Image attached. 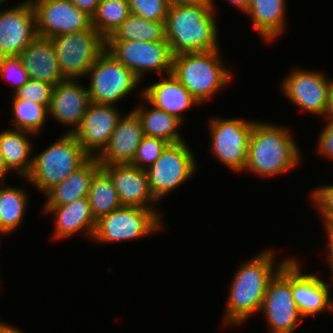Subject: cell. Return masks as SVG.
I'll list each match as a JSON object with an SVG mask.
<instances>
[{
    "label": "cell",
    "mask_w": 333,
    "mask_h": 333,
    "mask_svg": "<svg viewBox=\"0 0 333 333\" xmlns=\"http://www.w3.org/2000/svg\"><path fill=\"white\" fill-rule=\"evenodd\" d=\"M160 78L159 81L143 88V97L155 108L183 122L186 118L185 113L197 105L200 106V103L172 73Z\"/></svg>",
    "instance_id": "7402d4cb"
},
{
    "label": "cell",
    "mask_w": 333,
    "mask_h": 333,
    "mask_svg": "<svg viewBox=\"0 0 333 333\" xmlns=\"http://www.w3.org/2000/svg\"><path fill=\"white\" fill-rule=\"evenodd\" d=\"M225 2L232 5L231 7L237 8V10L239 9L238 11H241L243 14L247 12L250 5V0H226ZM211 6L215 12L218 10L215 0H211Z\"/></svg>",
    "instance_id": "60d3db41"
},
{
    "label": "cell",
    "mask_w": 333,
    "mask_h": 333,
    "mask_svg": "<svg viewBox=\"0 0 333 333\" xmlns=\"http://www.w3.org/2000/svg\"><path fill=\"white\" fill-rule=\"evenodd\" d=\"M170 5H211V0H168Z\"/></svg>",
    "instance_id": "b9f144b4"
},
{
    "label": "cell",
    "mask_w": 333,
    "mask_h": 333,
    "mask_svg": "<svg viewBox=\"0 0 333 333\" xmlns=\"http://www.w3.org/2000/svg\"><path fill=\"white\" fill-rule=\"evenodd\" d=\"M32 2L24 0L13 7L0 9V57L19 56L37 37Z\"/></svg>",
    "instance_id": "9a60e30c"
},
{
    "label": "cell",
    "mask_w": 333,
    "mask_h": 333,
    "mask_svg": "<svg viewBox=\"0 0 333 333\" xmlns=\"http://www.w3.org/2000/svg\"><path fill=\"white\" fill-rule=\"evenodd\" d=\"M9 234H11L8 230H6L5 228H2L1 226H0V239H2L1 238V236L3 235H7V236H9ZM0 242H1V240H0ZM1 244V243H0Z\"/></svg>",
    "instance_id": "bcb514c9"
},
{
    "label": "cell",
    "mask_w": 333,
    "mask_h": 333,
    "mask_svg": "<svg viewBox=\"0 0 333 333\" xmlns=\"http://www.w3.org/2000/svg\"><path fill=\"white\" fill-rule=\"evenodd\" d=\"M142 123L131 109L123 114L116 125L107 145L96 156L101 166L106 164H130L137 147L144 138Z\"/></svg>",
    "instance_id": "ffe728a7"
},
{
    "label": "cell",
    "mask_w": 333,
    "mask_h": 333,
    "mask_svg": "<svg viewBox=\"0 0 333 333\" xmlns=\"http://www.w3.org/2000/svg\"><path fill=\"white\" fill-rule=\"evenodd\" d=\"M325 118H333V82L329 92V102L327 106V111L325 113Z\"/></svg>",
    "instance_id": "f6af8a7d"
},
{
    "label": "cell",
    "mask_w": 333,
    "mask_h": 333,
    "mask_svg": "<svg viewBox=\"0 0 333 333\" xmlns=\"http://www.w3.org/2000/svg\"><path fill=\"white\" fill-rule=\"evenodd\" d=\"M0 79L13 86V93L28 82V73L18 56L0 57Z\"/></svg>",
    "instance_id": "8d00e7d4"
},
{
    "label": "cell",
    "mask_w": 333,
    "mask_h": 333,
    "mask_svg": "<svg viewBox=\"0 0 333 333\" xmlns=\"http://www.w3.org/2000/svg\"><path fill=\"white\" fill-rule=\"evenodd\" d=\"M138 90H140L138 96L142 98L143 104L138 103L133 110L139 116L144 135L163 139L169 144L185 141L180 129L184 122L165 111L155 108L143 97V89L139 88Z\"/></svg>",
    "instance_id": "4316f807"
},
{
    "label": "cell",
    "mask_w": 333,
    "mask_h": 333,
    "mask_svg": "<svg viewBox=\"0 0 333 333\" xmlns=\"http://www.w3.org/2000/svg\"><path fill=\"white\" fill-rule=\"evenodd\" d=\"M168 145L169 143L163 139L144 136L138 145L134 158L130 164L146 170L156 162Z\"/></svg>",
    "instance_id": "d6a6232c"
},
{
    "label": "cell",
    "mask_w": 333,
    "mask_h": 333,
    "mask_svg": "<svg viewBox=\"0 0 333 333\" xmlns=\"http://www.w3.org/2000/svg\"><path fill=\"white\" fill-rule=\"evenodd\" d=\"M323 71L293 68L280 81L282 96L307 114L325 118L333 79Z\"/></svg>",
    "instance_id": "4fadbf2b"
},
{
    "label": "cell",
    "mask_w": 333,
    "mask_h": 333,
    "mask_svg": "<svg viewBox=\"0 0 333 333\" xmlns=\"http://www.w3.org/2000/svg\"><path fill=\"white\" fill-rule=\"evenodd\" d=\"M131 15L127 0H100L92 27L107 39Z\"/></svg>",
    "instance_id": "1f68e13d"
},
{
    "label": "cell",
    "mask_w": 333,
    "mask_h": 333,
    "mask_svg": "<svg viewBox=\"0 0 333 333\" xmlns=\"http://www.w3.org/2000/svg\"><path fill=\"white\" fill-rule=\"evenodd\" d=\"M216 20L211 5H170L165 36L172 55L220 49Z\"/></svg>",
    "instance_id": "3957f363"
},
{
    "label": "cell",
    "mask_w": 333,
    "mask_h": 333,
    "mask_svg": "<svg viewBox=\"0 0 333 333\" xmlns=\"http://www.w3.org/2000/svg\"><path fill=\"white\" fill-rule=\"evenodd\" d=\"M0 333H26L21 331L20 328H17L16 325H11L10 323H6L5 320L0 319Z\"/></svg>",
    "instance_id": "7bdbcfd3"
},
{
    "label": "cell",
    "mask_w": 333,
    "mask_h": 333,
    "mask_svg": "<svg viewBox=\"0 0 333 333\" xmlns=\"http://www.w3.org/2000/svg\"><path fill=\"white\" fill-rule=\"evenodd\" d=\"M84 84L79 79H64L53 88L48 116L68 128L63 134L74 133L91 102Z\"/></svg>",
    "instance_id": "ac0fdd59"
},
{
    "label": "cell",
    "mask_w": 333,
    "mask_h": 333,
    "mask_svg": "<svg viewBox=\"0 0 333 333\" xmlns=\"http://www.w3.org/2000/svg\"><path fill=\"white\" fill-rule=\"evenodd\" d=\"M324 229H325V232H323L325 235H326V239H327V242L325 243L326 244V253L325 254H328L326 257V263L328 265V269L330 270V272H327V273H331L329 275V277L331 278L329 280V282L333 285V226L331 224H325L323 225Z\"/></svg>",
    "instance_id": "f35d334b"
},
{
    "label": "cell",
    "mask_w": 333,
    "mask_h": 333,
    "mask_svg": "<svg viewBox=\"0 0 333 333\" xmlns=\"http://www.w3.org/2000/svg\"><path fill=\"white\" fill-rule=\"evenodd\" d=\"M101 168L111 179L122 206L158 210L146 171L131 164H106Z\"/></svg>",
    "instance_id": "d6986e66"
},
{
    "label": "cell",
    "mask_w": 333,
    "mask_h": 333,
    "mask_svg": "<svg viewBox=\"0 0 333 333\" xmlns=\"http://www.w3.org/2000/svg\"><path fill=\"white\" fill-rule=\"evenodd\" d=\"M75 6L92 17L96 12L100 0H70Z\"/></svg>",
    "instance_id": "ab89813d"
},
{
    "label": "cell",
    "mask_w": 333,
    "mask_h": 333,
    "mask_svg": "<svg viewBox=\"0 0 333 333\" xmlns=\"http://www.w3.org/2000/svg\"><path fill=\"white\" fill-rule=\"evenodd\" d=\"M26 69L29 79L51 85L62 82L56 52L50 38L37 36L18 56Z\"/></svg>",
    "instance_id": "603a6c76"
},
{
    "label": "cell",
    "mask_w": 333,
    "mask_h": 333,
    "mask_svg": "<svg viewBox=\"0 0 333 333\" xmlns=\"http://www.w3.org/2000/svg\"><path fill=\"white\" fill-rule=\"evenodd\" d=\"M120 109L115 105L90 102L72 135L91 157H96L107 145L124 114Z\"/></svg>",
    "instance_id": "e0dca14e"
},
{
    "label": "cell",
    "mask_w": 333,
    "mask_h": 333,
    "mask_svg": "<svg viewBox=\"0 0 333 333\" xmlns=\"http://www.w3.org/2000/svg\"><path fill=\"white\" fill-rule=\"evenodd\" d=\"M37 36L52 38L92 27L91 17L70 0H33Z\"/></svg>",
    "instance_id": "5bb4252c"
},
{
    "label": "cell",
    "mask_w": 333,
    "mask_h": 333,
    "mask_svg": "<svg viewBox=\"0 0 333 333\" xmlns=\"http://www.w3.org/2000/svg\"><path fill=\"white\" fill-rule=\"evenodd\" d=\"M221 51V52H220ZM221 49L203 52L179 53L173 56L171 73L200 103L212 101L220 90L234 80V73L223 62ZM229 84V85H228Z\"/></svg>",
    "instance_id": "277c9868"
},
{
    "label": "cell",
    "mask_w": 333,
    "mask_h": 333,
    "mask_svg": "<svg viewBox=\"0 0 333 333\" xmlns=\"http://www.w3.org/2000/svg\"><path fill=\"white\" fill-rule=\"evenodd\" d=\"M308 197L322 224H330L333 221V184L326 183L313 188Z\"/></svg>",
    "instance_id": "836d02e7"
},
{
    "label": "cell",
    "mask_w": 333,
    "mask_h": 333,
    "mask_svg": "<svg viewBox=\"0 0 333 333\" xmlns=\"http://www.w3.org/2000/svg\"><path fill=\"white\" fill-rule=\"evenodd\" d=\"M260 313L269 333H295L302 323L292 295V256L270 280Z\"/></svg>",
    "instance_id": "8fae6325"
},
{
    "label": "cell",
    "mask_w": 333,
    "mask_h": 333,
    "mask_svg": "<svg viewBox=\"0 0 333 333\" xmlns=\"http://www.w3.org/2000/svg\"><path fill=\"white\" fill-rule=\"evenodd\" d=\"M106 40L166 41L165 21H153L131 14Z\"/></svg>",
    "instance_id": "f546056e"
},
{
    "label": "cell",
    "mask_w": 333,
    "mask_h": 333,
    "mask_svg": "<svg viewBox=\"0 0 333 333\" xmlns=\"http://www.w3.org/2000/svg\"><path fill=\"white\" fill-rule=\"evenodd\" d=\"M100 168L96 157H90L67 179L44 194L46 200L43 206H62L88 197L92 177Z\"/></svg>",
    "instance_id": "484cf974"
},
{
    "label": "cell",
    "mask_w": 333,
    "mask_h": 333,
    "mask_svg": "<svg viewBox=\"0 0 333 333\" xmlns=\"http://www.w3.org/2000/svg\"><path fill=\"white\" fill-rule=\"evenodd\" d=\"M11 112L13 115L9 122L12 129L24 130L39 135L46 126L48 108L25 99H12ZM39 133V134H38Z\"/></svg>",
    "instance_id": "4dcf8cb0"
},
{
    "label": "cell",
    "mask_w": 333,
    "mask_h": 333,
    "mask_svg": "<svg viewBox=\"0 0 333 333\" xmlns=\"http://www.w3.org/2000/svg\"><path fill=\"white\" fill-rule=\"evenodd\" d=\"M54 85L29 79L20 89L10 95L12 99H25L49 108Z\"/></svg>",
    "instance_id": "e575fe53"
},
{
    "label": "cell",
    "mask_w": 333,
    "mask_h": 333,
    "mask_svg": "<svg viewBox=\"0 0 333 333\" xmlns=\"http://www.w3.org/2000/svg\"><path fill=\"white\" fill-rule=\"evenodd\" d=\"M23 187L0 184V226L11 234L22 226L27 215L30 195Z\"/></svg>",
    "instance_id": "83f0119b"
},
{
    "label": "cell",
    "mask_w": 333,
    "mask_h": 333,
    "mask_svg": "<svg viewBox=\"0 0 333 333\" xmlns=\"http://www.w3.org/2000/svg\"><path fill=\"white\" fill-rule=\"evenodd\" d=\"M88 199L92 215L96 221L122 207L111 179L102 168L92 177Z\"/></svg>",
    "instance_id": "f1b7e54d"
},
{
    "label": "cell",
    "mask_w": 333,
    "mask_h": 333,
    "mask_svg": "<svg viewBox=\"0 0 333 333\" xmlns=\"http://www.w3.org/2000/svg\"><path fill=\"white\" fill-rule=\"evenodd\" d=\"M159 210L137 206H122L113 210L97 221L92 241L105 245L158 234L163 231L165 223V215Z\"/></svg>",
    "instance_id": "8992f818"
},
{
    "label": "cell",
    "mask_w": 333,
    "mask_h": 333,
    "mask_svg": "<svg viewBox=\"0 0 333 333\" xmlns=\"http://www.w3.org/2000/svg\"><path fill=\"white\" fill-rule=\"evenodd\" d=\"M195 157L186 140L169 144L156 162L145 170L151 192L158 202L195 176L199 171Z\"/></svg>",
    "instance_id": "9c48e42d"
},
{
    "label": "cell",
    "mask_w": 333,
    "mask_h": 333,
    "mask_svg": "<svg viewBox=\"0 0 333 333\" xmlns=\"http://www.w3.org/2000/svg\"><path fill=\"white\" fill-rule=\"evenodd\" d=\"M326 122L317 138L316 153L333 162V118H324Z\"/></svg>",
    "instance_id": "74e56055"
},
{
    "label": "cell",
    "mask_w": 333,
    "mask_h": 333,
    "mask_svg": "<svg viewBox=\"0 0 333 333\" xmlns=\"http://www.w3.org/2000/svg\"><path fill=\"white\" fill-rule=\"evenodd\" d=\"M90 101L115 105L138 89L141 81L109 52L105 51L87 72Z\"/></svg>",
    "instance_id": "30bf717a"
},
{
    "label": "cell",
    "mask_w": 333,
    "mask_h": 333,
    "mask_svg": "<svg viewBox=\"0 0 333 333\" xmlns=\"http://www.w3.org/2000/svg\"><path fill=\"white\" fill-rule=\"evenodd\" d=\"M106 51L140 81L149 73L164 76L172 71L173 55L167 41L106 40Z\"/></svg>",
    "instance_id": "7c38bea8"
},
{
    "label": "cell",
    "mask_w": 333,
    "mask_h": 333,
    "mask_svg": "<svg viewBox=\"0 0 333 333\" xmlns=\"http://www.w3.org/2000/svg\"><path fill=\"white\" fill-rule=\"evenodd\" d=\"M6 1H9V0H0V4L5 5Z\"/></svg>",
    "instance_id": "7dc6e473"
},
{
    "label": "cell",
    "mask_w": 333,
    "mask_h": 333,
    "mask_svg": "<svg viewBox=\"0 0 333 333\" xmlns=\"http://www.w3.org/2000/svg\"><path fill=\"white\" fill-rule=\"evenodd\" d=\"M130 12L138 17L165 21L170 7L168 0H127Z\"/></svg>",
    "instance_id": "d590c367"
},
{
    "label": "cell",
    "mask_w": 333,
    "mask_h": 333,
    "mask_svg": "<svg viewBox=\"0 0 333 333\" xmlns=\"http://www.w3.org/2000/svg\"><path fill=\"white\" fill-rule=\"evenodd\" d=\"M33 135L36 137L34 133L12 128L0 131V153L7 169L17 178H25L31 171Z\"/></svg>",
    "instance_id": "d4e9b609"
},
{
    "label": "cell",
    "mask_w": 333,
    "mask_h": 333,
    "mask_svg": "<svg viewBox=\"0 0 333 333\" xmlns=\"http://www.w3.org/2000/svg\"><path fill=\"white\" fill-rule=\"evenodd\" d=\"M11 173L4 164L3 157L0 153V184L6 183V177Z\"/></svg>",
    "instance_id": "ee69618b"
},
{
    "label": "cell",
    "mask_w": 333,
    "mask_h": 333,
    "mask_svg": "<svg viewBox=\"0 0 333 333\" xmlns=\"http://www.w3.org/2000/svg\"><path fill=\"white\" fill-rule=\"evenodd\" d=\"M275 253L272 247L265 248L237 268L228 287L221 327L238 328L260 312L270 280L291 258L284 256L277 264Z\"/></svg>",
    "instance_id": "6da1fadb"
},
{
    "label": "cell",
    "mask_w": 333,
    "mask_h": 333,
    "mask_svg": "<svg viewBox=\"0 0 333 333\" xmlns=\"http://www.w3.org/2000/svg\"><path fill=\"white\" fill-rule=\"evenodd\" d=\"M287 0H250L245 13L251 19L252 29L267 44L280 38L287 29Z\"/></svg>",
    "instance_id": "cb8c5ba5"
},
{
    "label": "cell",
    "mask_w": 333,
    "mask_h": 333,
    "mask_svg": "<svg viewBox=\"0 0 333 333\" xmlns=\"http://www.w3.org/2000/svg\"><path fill=\"white\" fill-rule=\"evenodd\" d=\"M293 135L286 125L255 121L243 172L267 179L285 175L302 165L301 146Z\"/></svg>",
    "instance_id": "7a4b0ae2"
},
{
    "label": "cell",
    "mask_w": 333,
    "mask_h": 333,
    "mask_svg": "<svg viewBox=\"0 0 333 333\" xmlns=\"http://www.w3.org/2000/svg\"><path fill=\"white\" fill-rule=\"evenodd\" d=\"M90 157L72 134H61L47 148L33 155L31 171L21 179L32 184L43 196L67 179Z\"/></svg>",
    "instance_id": "5b68a950"
},
{
    "label": "cell",
    "mask_w": 333,
    "mask_h": 333,
    "mask_svg": "<svg viewBox=\"0 0 333 333\" xmlns=\"http://www.w3.org/2000/svg\"><path fill=\"white\" fill-rule=\"evenodd\" d=\"M42 211L44 214L54 215V240H68L78 234L93 239L97 221L92 215L88 197L62 206H44Z\"/></svg>",
    "instance_id": "44dd1931"
},
{
    "label": "cell",
    "mask_w": 333,
    "mask_h": 333,
    "mask_svg": "<svg viewBox=\"0 0 333 333\" xmlns=\"http://www.w3.org/2000/svg\"><path fill=\"white\" fill-rule=\"evenodd\" d=\"M254 122L255 119L220 116L210 117L208 121L211 156L231 172L243 173Z\"/></svg>",
    "instance_id": "52a82bcc"
},
{
    "label": "cell",
    "mask_w": 333,
    "mask_h": 333,
    "mask_svg": "<svg viewBox=\"0 0 333 333\" xmlns=\"http://www.w3.org/2000/svg\"><path fill=\"white\" fill-rule=\"evenodd\" d=\"M301 261L292 257V295L300 315L307 317L319 316L322 313L333 314V285L322 278V274L306 273L303 271ZM319 314V315H318Z\"/></svg>",
    "instance_id": "2e32d148"
},
{
    "label": "cell",
    "mask_w": 333,
    "mask_h": 333,
    "mask_svg": "<svg viewBox=\"0 0 333 333\" xmlns=\"http://www.w3.org/2000/svg\"><path fill=\"white\" fill-rule=\"evenodd\" d=\"M50 39L65 79L83 81L95 61L106 51V39L93 27Z\"/></svg>",
    "instance_id": "ba28073f"
}]
</instances>
